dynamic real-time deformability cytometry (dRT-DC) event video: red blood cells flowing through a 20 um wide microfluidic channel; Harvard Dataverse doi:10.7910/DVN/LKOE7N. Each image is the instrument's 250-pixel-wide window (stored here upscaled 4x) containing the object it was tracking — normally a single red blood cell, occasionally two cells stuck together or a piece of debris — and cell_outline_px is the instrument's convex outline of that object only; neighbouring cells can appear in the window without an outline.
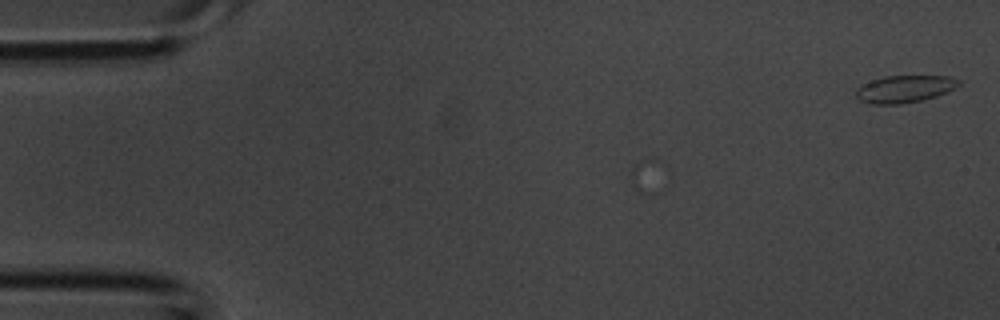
{"species": "common noctule bat (a hibernating species)", "species_latin": "Nyctalus noctula", "temperature_condition": "room temperature", "stored_images_in_passage": 3, "camera_frame_rate_fps": 3000, "um_per_image_px": 0.085, "animal": {"sex": "male", "body_mass_g": 20.1, "forearm_length_mm": 53.5}, "frame": {"image": 1, "passage_image": 1, "time_ms": 0.0, "image_size_px": [1000, 320], "cell_outline_px": [[960, 84], [936, 96], [920, 100], [900, 104], [872, 104], [860, 100], [856, 96], [856, 88], [872, 80], [884, 76], [948, 76], [960, 80]], "centroid_in_image_um": [76.85, 7.55], "position_along_channel_um": 8.1, "area_um2": 16.01}}